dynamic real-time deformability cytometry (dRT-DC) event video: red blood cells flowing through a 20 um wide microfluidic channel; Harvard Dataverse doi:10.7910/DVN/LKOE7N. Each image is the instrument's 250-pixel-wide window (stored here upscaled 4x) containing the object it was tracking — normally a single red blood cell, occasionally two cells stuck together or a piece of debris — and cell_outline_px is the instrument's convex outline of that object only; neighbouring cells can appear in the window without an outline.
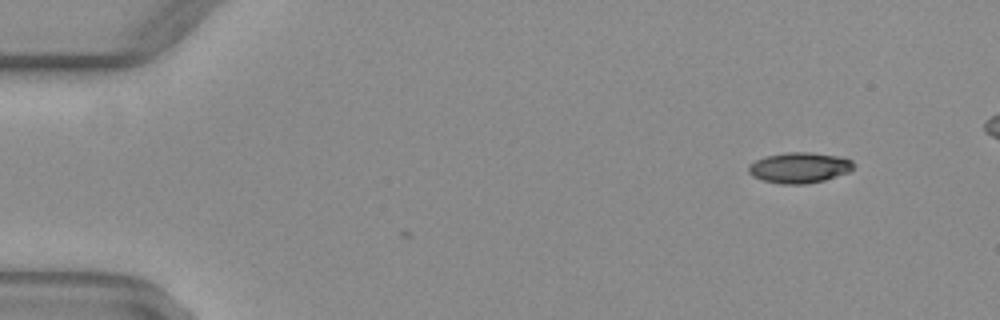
{"species": "common noctule bat (a hibernating species)", "species_latin": "Nyctalus noctula", "temperature_condition": "warm", "stored_images_in_passage": 4, "camera_frame_rate_fps": 3000, "um_per_image_px": 0.085, "animal": {"sex": "female", "body_mass_g": 29.2, "forearm_length_mm": 56.3}, "frame": {"image": 1, "passage_image": 4, "time_ms": 1.0, "image_size_px": [1000, 320], "cell_outline_px": [[852, 168], [848, 172], [824, 180], [808, 184], [780, 184], [764, 180], [752, 176], [748, 172], [748, 164], [764, 156], [784, 152], [812, 152], [836, 156], [852, 160]], "centroid_in_image_um": [67.89, 14.25], "position_along_channel_um": 17.1, "area_um2": 18.73}}